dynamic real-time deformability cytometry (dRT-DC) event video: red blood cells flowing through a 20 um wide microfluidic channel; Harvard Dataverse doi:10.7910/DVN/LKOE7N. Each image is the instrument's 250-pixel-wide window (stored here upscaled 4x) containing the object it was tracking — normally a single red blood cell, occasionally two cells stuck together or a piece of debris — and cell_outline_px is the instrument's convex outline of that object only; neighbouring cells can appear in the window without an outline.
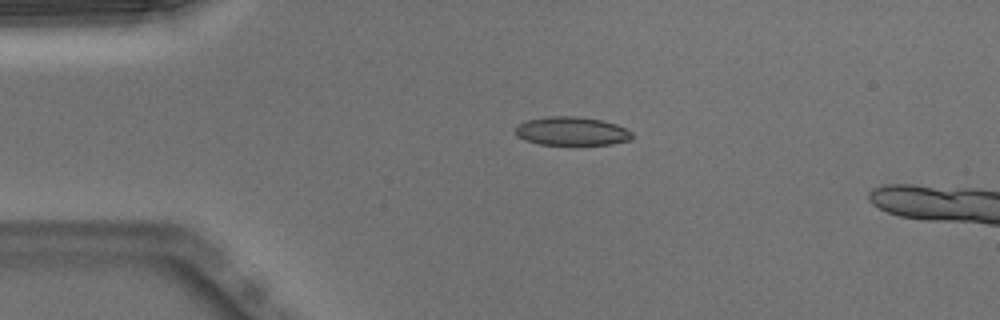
{"species": "Egyptian fruit bat (a non-hibernating species)", "species_latin": "Rousettus aegyptiacus", "temperature_condition": "warm", "stored_images_in_passage": 14, "camera_frame_rate_fps": 3000, "um_per_image_px": 0.085, "animal": {"sex": "male"}, "frame": {"image": 1, "passage_image": 10, "time_ms": 3.0, "image_size_px": [1000, 320], "cell_outline_px": [[632, 136], [628, 140], [612, 144], [540, 144], [524, 140], [516, 136], [516, 128], [520, 124], [528, 120], [548, 116], [580, 116], [600, 120], [616, 124], [632, 132]], "centroid_in_image_um": [48.58, 11.14], "position_along_channel_um": 36.4, "area_um2": 19.19}}